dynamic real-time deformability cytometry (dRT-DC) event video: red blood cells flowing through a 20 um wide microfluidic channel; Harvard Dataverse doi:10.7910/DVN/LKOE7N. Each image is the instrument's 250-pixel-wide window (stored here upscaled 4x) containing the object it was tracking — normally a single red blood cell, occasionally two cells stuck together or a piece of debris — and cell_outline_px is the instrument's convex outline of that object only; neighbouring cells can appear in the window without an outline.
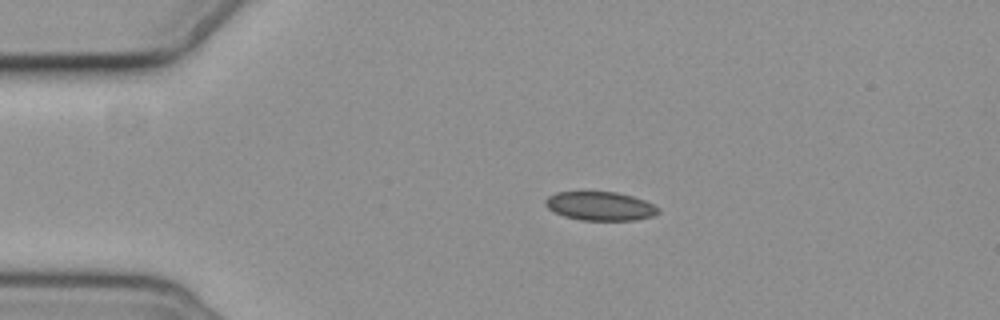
{"species": "common noctule bat (a hibernating species)", "species_latin": "Nyctalus noctula", "temperature_condition": "cold", "stored_images_in_passage": 8, "camera_frame_rate_fps": 3000, "um_per_image_px": 0.085, "animal": {"sex": "female", "body_mass_g": 19.3, "forearm_length_mm": 54.1}, "frame": {"image": 1, "passage_image": 1, "time_ms": 0.0, "image_size_px": [1000, 320], "cell_outline_px": [[660, 212], [652, 216], [636, 220], [580, 220], [564, 216], [548, 208], [544, 204], [544, 200], [548, 196], [556, 192], [616, 192], [632, 196], [644, 200], [660, 208]], "centroid_in_image_um": [51.01, 17.52], "position_along_channel_um": 34.0, "area_um2": 18.9}}
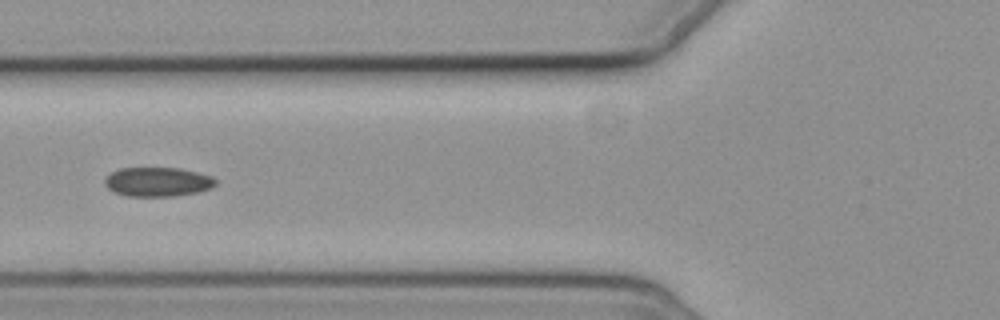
{"frame": {"image": 2, "passage_image": 3, "time_ms": 3.333, "image_size_px": [1000, 320], "cell_outline_px": [[216, 184], [212, 188], [196, 192], [176, 196], [128, 196], [112, 192], [104, 184], [104, 180], [112, 172], [120, 168], [180, 168], [212, 176], [216, 180]], "centroid_in_image_um": [13.4, 15.46], "position_along_channel_um": 112.4, "area_um2": 18.9}}
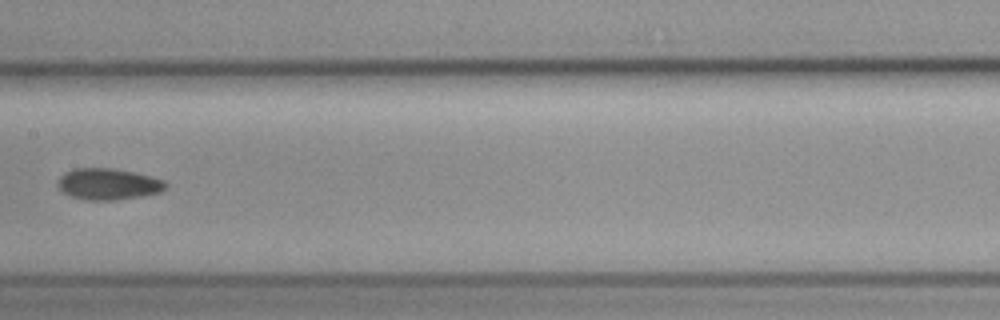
{"frame": {"image": 3, "passage_image": 5, "time_ms": 5.667, "image_size_px": [1000, 320], "cell_outline_px": [[168, 188], [160, 192], [140, 196], [116, 200], [88, 200], [72, 196], [64, 192], [60, 188], [60, 176], [64, 172], [76, 168], [112, 168], [136, 172], [164, 180], [168, 184]], "centroid_in_image_um": [9.26, 15.63], "position_along_channel_um": 198.1, "area_um2": 19.59}}